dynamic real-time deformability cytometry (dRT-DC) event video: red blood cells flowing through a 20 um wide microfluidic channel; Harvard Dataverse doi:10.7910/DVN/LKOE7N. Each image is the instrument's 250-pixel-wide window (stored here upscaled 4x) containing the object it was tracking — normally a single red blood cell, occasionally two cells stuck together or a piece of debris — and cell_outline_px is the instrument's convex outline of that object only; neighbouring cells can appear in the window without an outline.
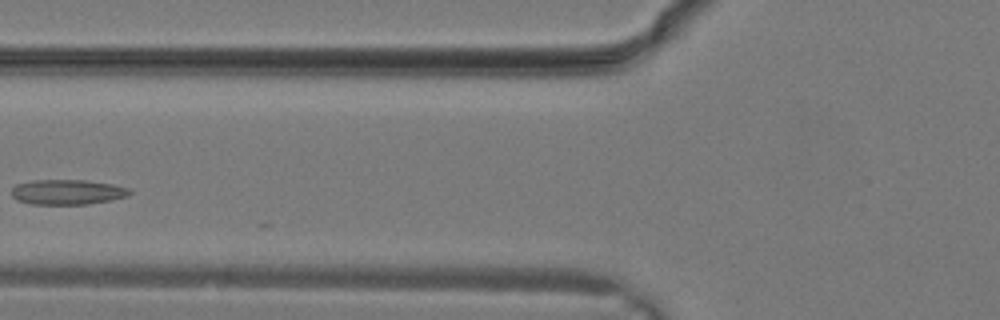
{"species": "common noctule bat (a hibernating species)", "species_latin": "Nyctalus noctula", "temperature_condition": "warm", "stored_images_in_passage": 8, "camera_frame_rate_fps": 3000, "um_per_image_px": 0.085, "animal": {"sex": "male", "body_mass_g": 19.2, "forearm_length_mm": 51.8}, "frame": {"image": 1, "passage_image": 5, "time_ms": 1.333, "image_size_px": [1000, 320], "cell_outline_px": [[132, 192], [128, 196], [88, 204], [28, 204], [16, 200], [12, 196], [12, 188], [16, 184], [32, 180], [84, 180], [112, 184], [128, 188]], "centroid_in_image_um": [5.68, 16.32], "position_along_channel_um": 120.1, "area_um2": 17.22}}